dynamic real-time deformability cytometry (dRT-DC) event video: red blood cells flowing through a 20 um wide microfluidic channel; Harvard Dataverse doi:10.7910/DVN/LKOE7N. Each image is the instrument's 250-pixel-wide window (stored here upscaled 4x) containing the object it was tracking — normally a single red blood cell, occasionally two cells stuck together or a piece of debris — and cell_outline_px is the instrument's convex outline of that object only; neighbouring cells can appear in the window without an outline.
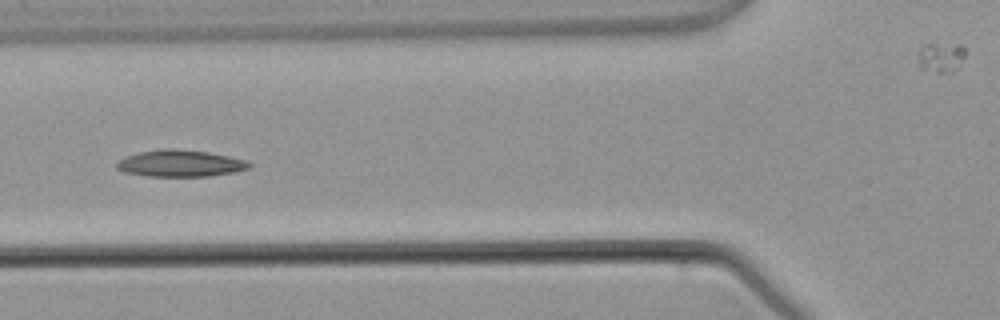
{"species": "common noctule bat (a hibernating species)", "species_latin": "Nyctalus noctula", "temperature_condition": "warm", "stored_images_in_passage": 5, "camera_frame_rate_fps": 3000, "um_per_image_px": 0.085, "animal": {"sex": "male", "body_mass_g": 21.5, "forearm_length_mm": 52.0}, "frame": {"image": 1, "passage_image": 4, "time_ms": 4.333, "image_size_px": [1000, 320], "cell_outline_px": [[252, 164], [248, 168], [232, 172], [208, 176], [148, 176], [124, 172], [116, 168], [116, 164], [120, 160], [128, 156], [140, 152], [164, 148], [172, 148], [208, 152], [248, 160]], "centroid_in_image_um": [15.33, 13.88], "position_along_channel_um": 110.5, "area_um2": 20.4}}